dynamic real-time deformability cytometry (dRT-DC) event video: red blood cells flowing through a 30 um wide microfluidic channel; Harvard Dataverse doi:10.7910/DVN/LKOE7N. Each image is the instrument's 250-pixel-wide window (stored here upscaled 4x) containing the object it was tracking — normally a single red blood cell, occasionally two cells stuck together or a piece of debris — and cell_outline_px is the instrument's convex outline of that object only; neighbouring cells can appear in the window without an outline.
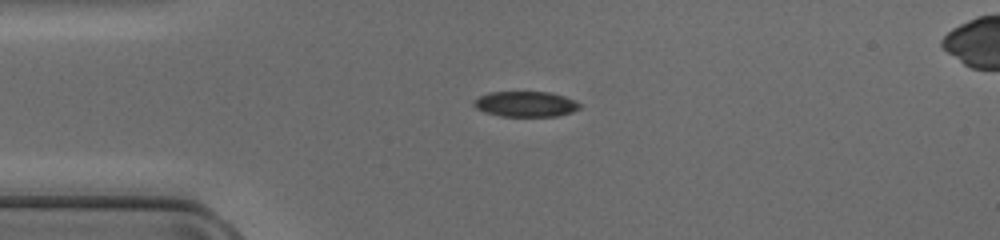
{"species": "common noctule bat (a hibernating species)", "species_latin": "Nyctalus noctula", "temperature_condition": "cold", "stored_images_in_passage": 37, "camera_frame_rate_fps": 3000, "um_per_image_px": 0.085, "animal": {"sex": "female", "body_mass_g": 17.0, "forearm_length_mm": 48.0}, "frame": {"image": 1, "passage_image": 1, "time_ms": 0.0, "image_size_px": [1000, 240], "cell_outline_px": [[580, 108], [572, 112], [556, 116], [500, 116], [484, 112], [476, 108], [472, 104], [472, 100], [488, 92], [548, 92], [564, 96], [580, 104]], "centroid_in_image_um": [44.62, 8.84], "position_along_channel_um": 40.4, "area_um2": 15.66}}
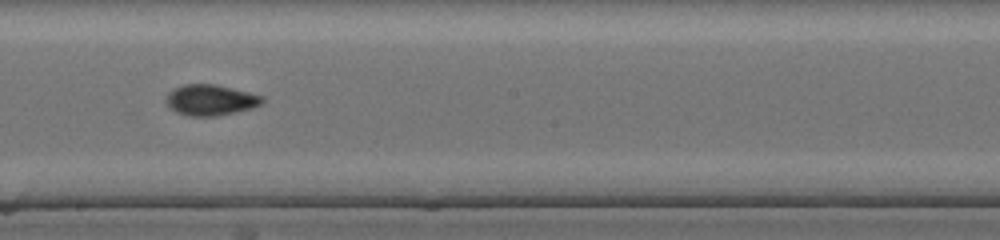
{"frame": {"image": 2, "passage_image": 16, "time_ms": 5.0, "image_size_px": [1000, 240], "cell_outline_px": [[264, 100], [260, 104], [252, 108], [216, 116], [188, 116], [176, 112], [164, 100], [168, 92], [184, 84], [216, 84], [248, 92], [260, 96]], "centroid_in_image_um": [17.86, 8.5], "position_along_channel_um": 230.3, "area_um2": 17.05}}
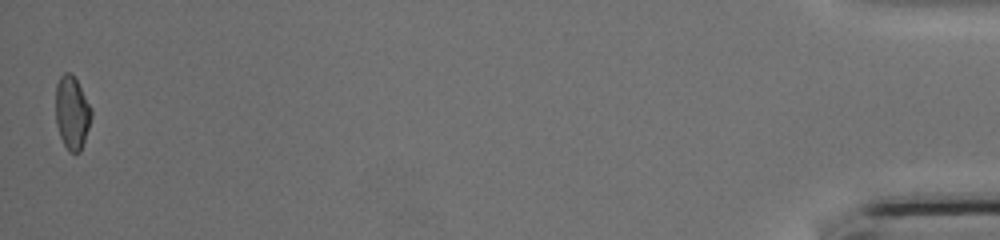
{"frame": {"image": 3, "passage_image": 37, "time_ms": 12.0, "image_size_px": [1000, 240], "cell_outline_px": [[92, 116], [80, 152], [68, 152], [60, 136], [56, 124], [56, 84], [60, 76], [64, 72], [72, 72], [92, 108]], "centroid_in_image_um": [6.12, 9.55], "position_along_channel_um": 429.1, "area_um2": 15.26}}